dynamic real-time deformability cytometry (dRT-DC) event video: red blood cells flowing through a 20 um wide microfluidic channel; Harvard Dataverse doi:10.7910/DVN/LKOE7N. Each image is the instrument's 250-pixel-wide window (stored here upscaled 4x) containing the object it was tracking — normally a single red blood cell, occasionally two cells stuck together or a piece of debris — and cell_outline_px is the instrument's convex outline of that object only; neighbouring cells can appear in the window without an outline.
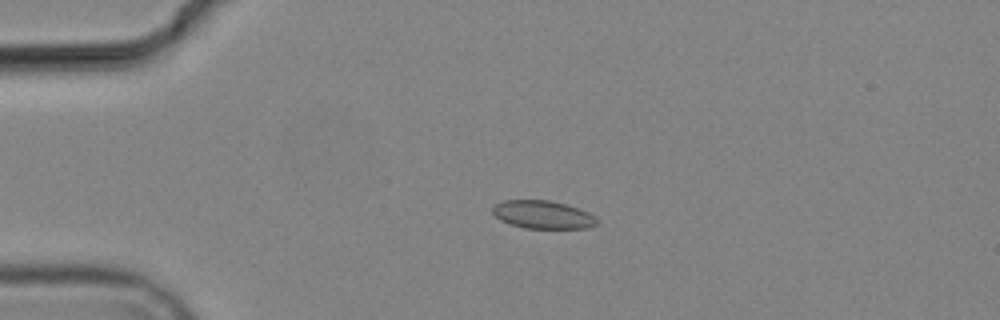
{"species": "common noctule bat (a hibernating species)", "species_latin": "Nyctalus noctula", "temperature_condition": "cold", "stored_images_in_passage": 5, "camera_frame_rate_fps": 3000, "um_per_image_px": 0.085, "animal": {"sex": "male", "body_mass_g": 19.2, "forearm_length_mm": 51.8}, "frame": {"image": 1, "passage_image": 4, "time_ms": 4.333, "image_size_px": [1000, 320], "cell_outline_px": [[600, 224], [588, 228], [524, 228], [500, 220], [492, 212], [492, 208], [496, 204], [504, 200], [548, 200], [564, 204], [588, 212], [596, 216], [600, 220]], "centroid_in_image_um": [46.19, 18.25], "position_along_channel_um": 38.8, "area_um2": 17.05}}